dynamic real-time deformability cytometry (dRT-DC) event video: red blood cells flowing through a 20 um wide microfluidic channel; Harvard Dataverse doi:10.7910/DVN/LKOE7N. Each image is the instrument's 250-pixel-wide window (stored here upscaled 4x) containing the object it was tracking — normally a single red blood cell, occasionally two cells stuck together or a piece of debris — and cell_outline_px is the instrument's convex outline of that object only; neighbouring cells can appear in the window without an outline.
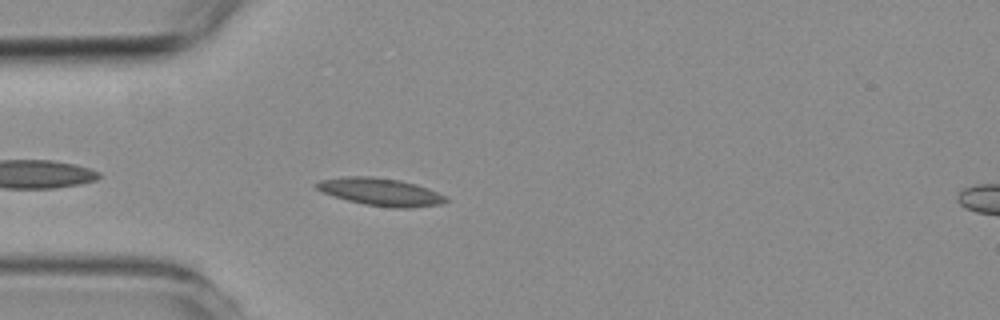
{"species": "common noctule bat (a hibernating species)", "species_latin": "Nyctalus noctula", "temperature_condition": "room temperature", "stored_images_in_passage": 4, "segment_of_instrument_passage": [1, 2], "camera_frame_rate_fps": 3000, "um_per_image_px": 0.085, "animal": {"sex": "female", "body_mass_g": 19.3, "forearm_length_mm": 54.1}, "frame": {"image": 1, "passage_image": 3, "time_ms": 2.333, "image_size_px": [1000, 320], "cell_outline_px": [[448, 200], [444, 204], [412, 208], [392, 208], [364, 204], [348, 200], [324, 192], [316, 188], [312, 184], [320, 180], [344, 176], [372, 176], [400, 180], [416, 184], [428, 188], [448, 196]], "centroid_in_image_um": [32.41, 16.31], "position_along_channel_um": 52.6, "area_um2": 20.98}}